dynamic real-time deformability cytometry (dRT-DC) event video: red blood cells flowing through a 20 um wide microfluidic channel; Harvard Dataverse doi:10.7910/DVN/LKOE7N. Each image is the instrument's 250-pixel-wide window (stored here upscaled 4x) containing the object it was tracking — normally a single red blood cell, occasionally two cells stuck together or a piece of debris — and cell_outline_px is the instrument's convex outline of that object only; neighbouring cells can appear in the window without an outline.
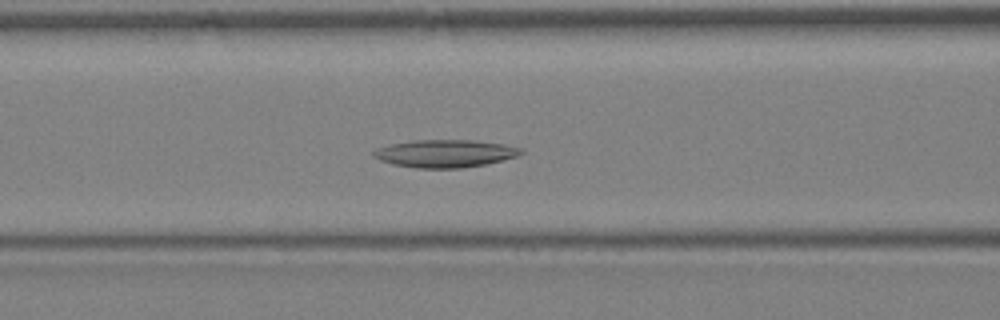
{"species": "Egyptian fruit bat (a non-hibernating species)", "species_latin": "Rousettus aegyptiacus", "temperature_condition": "warm", "stored_images_in_passage": 36, "segment_of_instrument_passage": [1, 2], "camera_frame_rate_fps": 3000, "um_per_image_px": 0.085, "animal": {"sex": "female"}, "frame": {"image": 1, "passage_image": 15, "time_ms": 4.667, "image_size_px": [1000, 320], "cell_outline_px": [[524, 152], [516, 156], [484, 164], [464, 168], [416, 168], [392, 164], [380, 160], [372, 156], [372, 152], [376, 148], [392, 144], [412, 140], [476, 140], [504, 144], [520, 148]], "centroid_in_image_um": [37.79, 13.04], "position_along_channel_um": 128.8, "area_um2": 23.7}}
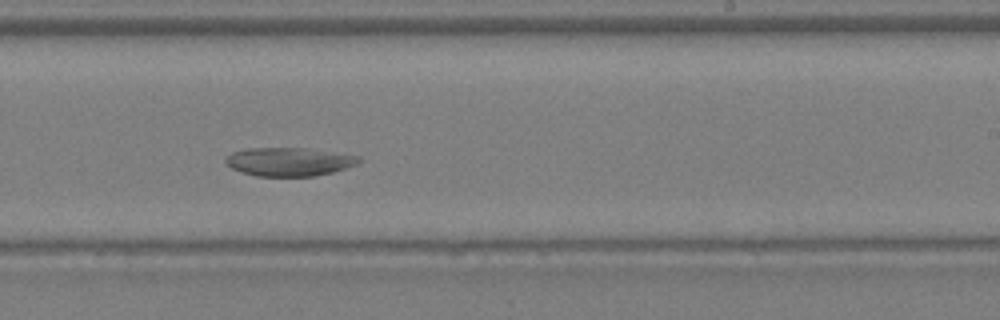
{"frame": {"image": 2, "passage_image": 22, "time_ms": 7.0, "image_size_px": [1000, 320], "cell_outline_px": [[360, 160], [356, 164], [348, 168], [332, 172], [312, 176], [256, 176], [232, 168], [224, 160], [224, 156], [232, 152], [248, 148], [308, 148], [360, 156]], "centroid_in_image_um": [24.57, 13.74], "position_along_channel_um": 264.4, "area_um2": 22.08}}
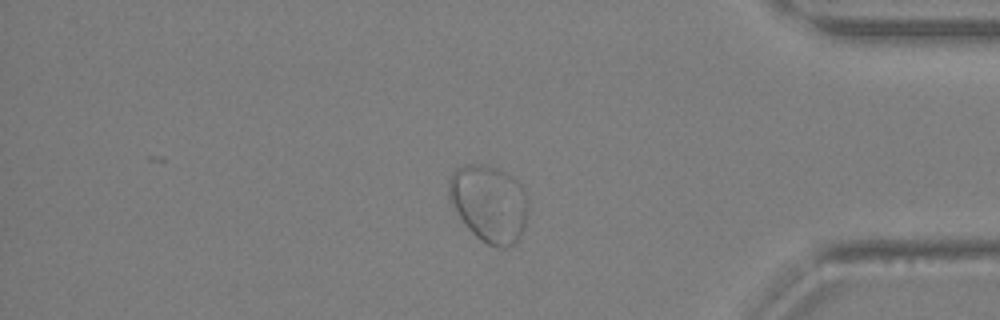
{"frame": {"image": 3, "passage_image": 30, "time_ms": 9.667, "image_size_px": [1000, 320], "cell_outline_px": [[528, 208], [524, 232], [512, 244], [504, 248], [496, 248], [480, 240], [468, 228], [460, 216], [448, 196], [448, 180], [452, 172], [456, 168], [464, 164], [480, 164], [496, 168], [512, 176], [524, 188], [528, 200]], "centroid_in_image_um": [41.59, 17.29], "position_along_channel_um": 393.6, "area_um2": 35.72}}